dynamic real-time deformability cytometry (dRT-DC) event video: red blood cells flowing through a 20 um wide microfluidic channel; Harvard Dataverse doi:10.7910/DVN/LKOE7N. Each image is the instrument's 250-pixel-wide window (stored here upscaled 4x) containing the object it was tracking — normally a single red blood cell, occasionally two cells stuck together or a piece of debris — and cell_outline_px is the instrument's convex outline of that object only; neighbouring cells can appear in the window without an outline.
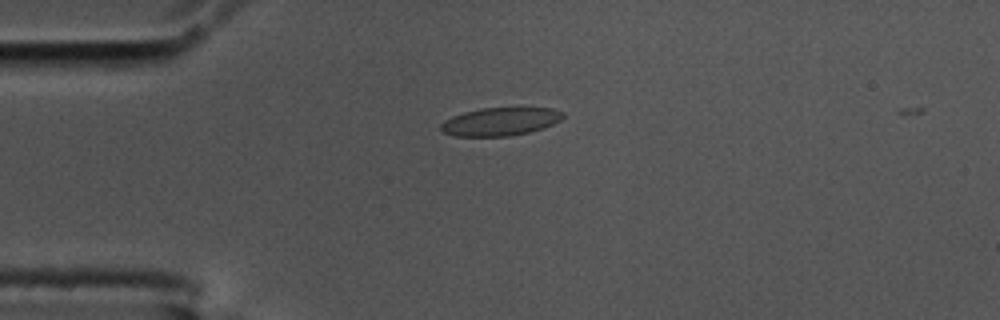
{"species": "common noctule bat (a hibernating species)", "species_latin": "Nyctalus noctula", "temperature_condition": "cold", "stored_images_in_passage": 44, "camera_frame_rate_fps": 3000, "um_per_image_px": 0.085, "animal": {"sex": "male", "body_mass_g": 17.5, "forearm_length_mm": 52.3}, "frame": {"image": 1, "passage_image": 1, "time_ms": 0.0, "image_size_px": [1000, 320], "cell_outline_px": [[564, 116], [560, 120], [544, 128], [528, 132], [508, 136], [456, 136], [444, 132], [440, 128], [440, 124], [444, 120], [452, 116], [464, 112], [480, 108], [516, 104], [552, 108], [564, 112]], "centroid_in_image_um": [42.59, 10.27], "position_along_channel_um": 42.4, "area_um2": 20.98}}
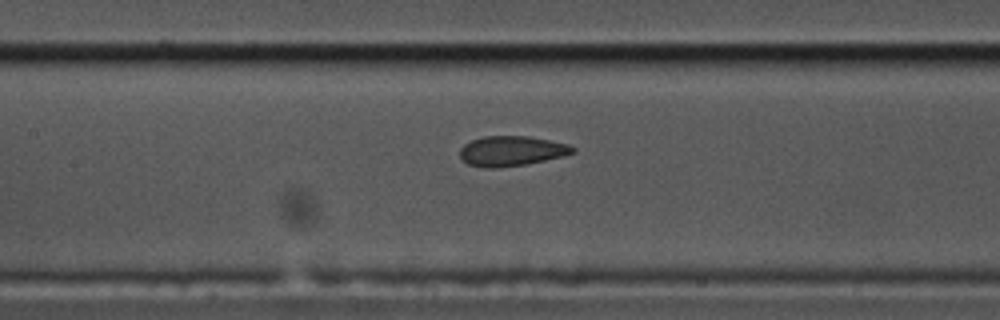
{"frame": {"image": 2, "passage_image": 13, "time_ms": 4.0, "image_size_px": [1000, 320], "cell_outline_px": [[576, 152], [564, 156], [524, 164], [496, 168], [484, 168], [468, 164], [460, 160], [460, 148], [464, 144], [472, 140], [484, 136], [528, 136], [568, 144], [576, 148]], "centroid_in_image_um": [43.46, 12.84], "position_along_channel_um": 163.9, "area_um2": 19.77}}
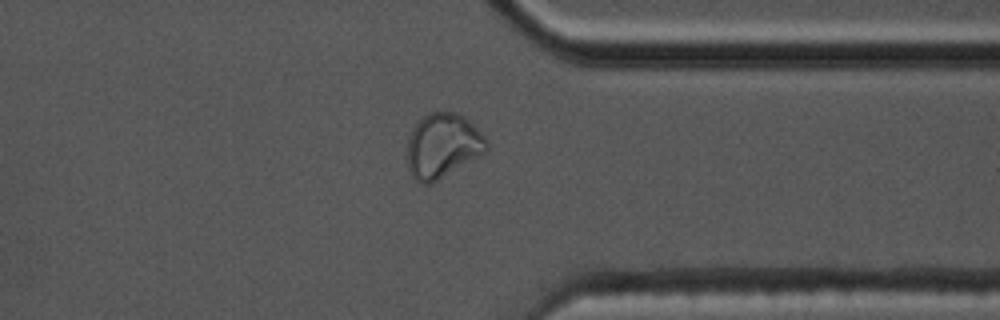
{"frame": {"image": 3, "passage_image": 31, "time_ms": 10.0, "image_size_px": [1000, 320], "cell_outline_px": [[488, 148], [484, 152], [432, 184], [424, 184], [416, 180], [412, 176], [408, 164], [408, 136], [412, 128], [420, 116], [428, 112], [456, 112], [464, 116], [484, 136], [488, 144]], "centroid_in_image_um": [37.59, 12.36], "position_along_channel_um": 373.8, "area_um2": 29.71}}